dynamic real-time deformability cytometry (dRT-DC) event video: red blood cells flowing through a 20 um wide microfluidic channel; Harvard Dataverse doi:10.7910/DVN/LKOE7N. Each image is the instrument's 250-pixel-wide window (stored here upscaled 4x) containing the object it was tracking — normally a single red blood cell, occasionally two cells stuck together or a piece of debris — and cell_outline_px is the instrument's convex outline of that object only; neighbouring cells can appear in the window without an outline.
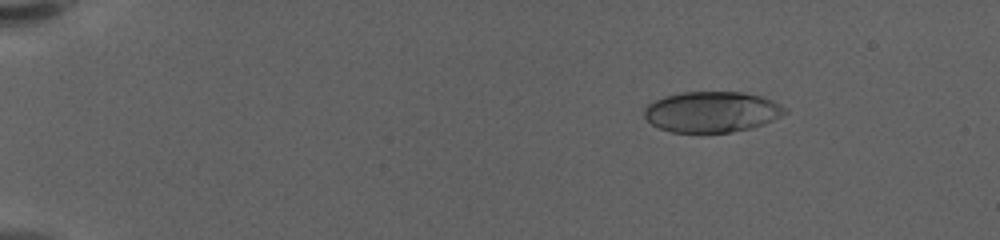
{"species": "human", "species_latin": "Homo sapiens", "temperature_condition": "warm", "stored_images_in_passage": 61, "camera_frame_rate_fps": 3000, "um_per_image_px": 0.085, "donor": {"sex": "female"}, "frame": {"image": 1, "passage_image": 10, "time_ms": 3.0, "image_size_px": [1000, 240], "cell_outline_px": [[788, 112], [764, 124], [752, 128], [732, 132], [672, 132], [660, 128], [652, 124], [644, 116], [644, 108], [648, 104], [664, 96], [684, 92], [744, 92], [764, 96], [788, 108]], "centroid_in_image_um": [60.54, 9.5], "position_along_channel_um": 24.5, "area_um2": 33.52}}
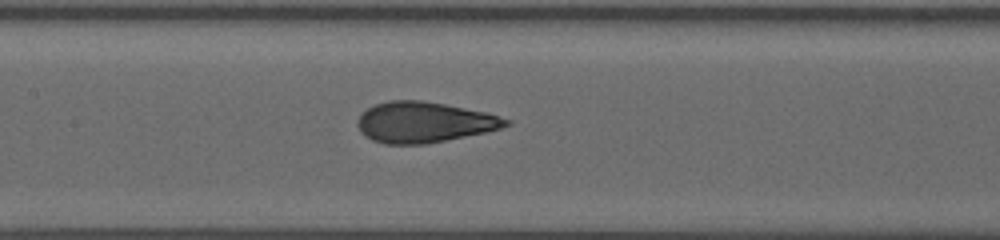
{"frame": {"image": 2, "passage_image": 32, "time_ms": 10.333, "image_size_px": [1000, 240], "cell_outline_px": [[512, 124], [500, 128], [484, 132], [424, 144], [384, 144], [372, 140], [364, 136], [360, 132], [356, 124], [356, 120], [368, 108], [376, 104], [388, 100], [420, 100], [444, 104], [484, 112], [512, 120]], "centroid_in_image_um": [36.0, 10.39], "position_along_channel_um": 171.4, "area_um2": 34.91}}
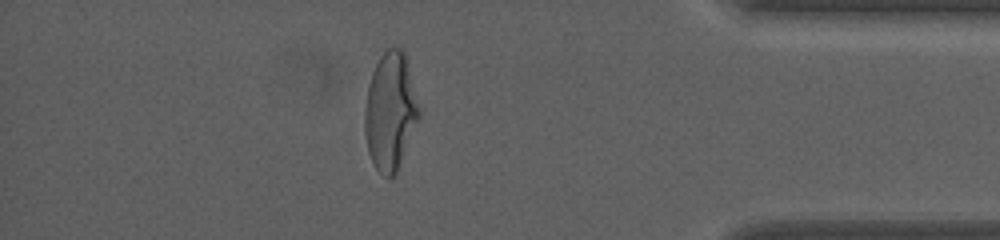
{"frame": {"image": 3, "passage_image": 54, "time_ms": 17.667, "image_size_px": [1000, 240], "cell_outline_px": [[420, 116], [396, 172], [388, 180], [372, 164], [368, 152], [364, 132], [364, 112], [368, 84], [372, 72], [380, 56], [388, 48], [400, 48], [404, 52], [420, 108]], "centroid_in_image_um": [33.16, 9.48], "position_along_channel_um": 402.0, "area_um2": 37.05}, "authors_computed_cell_mechanics": {"area_um2": 34.8534, "velocity_mm_per_s": 3.5281, "shape_relaxation_time_tau1_ms": 6.6965, "shape_relaxation_time_tau2_ms": null, "deformation_change_tau1": 0.2661, "deformation_change_tau2": null}}